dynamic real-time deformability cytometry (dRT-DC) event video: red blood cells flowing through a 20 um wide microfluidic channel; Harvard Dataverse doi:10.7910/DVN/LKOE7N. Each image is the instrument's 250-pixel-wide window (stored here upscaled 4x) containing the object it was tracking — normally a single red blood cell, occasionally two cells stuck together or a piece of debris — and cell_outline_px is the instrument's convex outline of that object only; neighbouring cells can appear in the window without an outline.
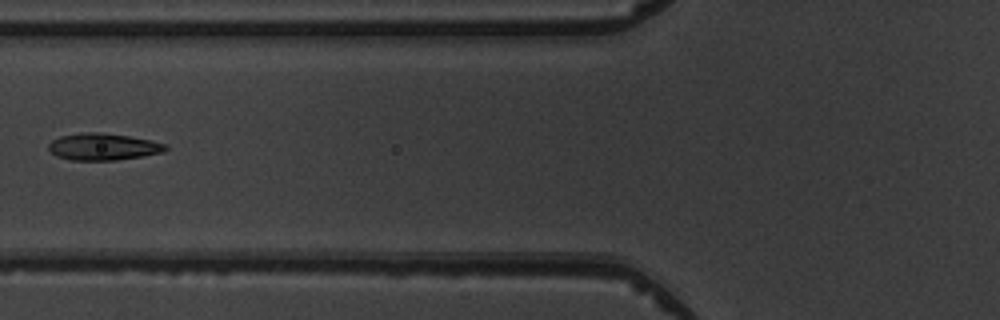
{"species": "common noctule bat (a hibernating species)", "species_latin": "Nyctalus noctula", "temperature_condition": "warm", "stored_images_in_passage": 6, "camera_frame_rate_fps": 3000, "um_per_image_px": 0.085, "animal": {"sex": "male", "body_mass_g": 19.5, "forearm_length_mm": 54.6}, "frame": {"image": 1, "passage_image": 6, "time_ms": 5.667, "image_size_px": [1000, 320], "cell_outline_px": [[168, 148], [164, 152], [116, 160], [72, 160], [56, 156], [48, 148], [48, 144], [52, 140], [60, 136], [80, 132], [96, 132], [128, 136], [168, 144]], "centroid_in_image_um": [8.75, 12.47], "position_along_channel_um": 117.1, "area_um2": 18.21}}